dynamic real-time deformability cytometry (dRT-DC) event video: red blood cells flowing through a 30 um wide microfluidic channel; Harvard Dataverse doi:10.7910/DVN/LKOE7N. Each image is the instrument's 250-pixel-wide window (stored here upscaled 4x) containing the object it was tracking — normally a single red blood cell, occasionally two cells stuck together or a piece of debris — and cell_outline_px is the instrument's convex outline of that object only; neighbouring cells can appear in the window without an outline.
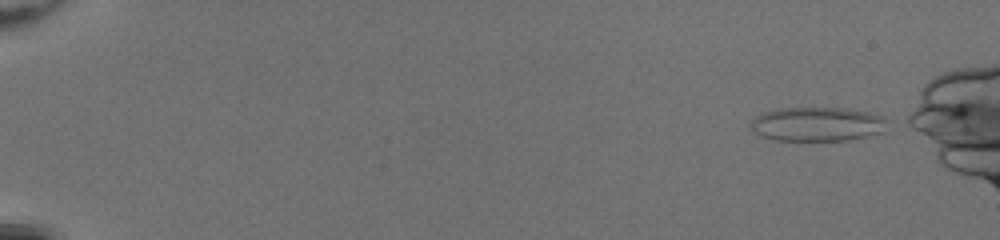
{"species": "common noctule bat (a hibernating species)", "species_latin": "Nyctalus noctula", "temperature_condition": "room temperature", "stored_images_in_passage": 48, "camera_frame_rate_fps": 3000, "um_per_image_px": 0.085, "animal": {"sex": "female", "body_mass_g": 20.0, "forearm_length_mm": 54.0}, "frame": {"image": 1, "passage_image": 1, "time_ms": 0.0, "image_size_px": [1000, 240], "cell_outline_px": [[892, 120], [884, 132], [868, 136], [848, 140], [772, 140], [760, 136], [752, 132], [752, 120], [756, 116], [764, 112], [780, 108], [840, 108], [868, 112], [884, 116]], "centroid_in_image_um": [69.54, 10.56], "position_along_channel_um": 15.5, "area_um2": 27.51}}
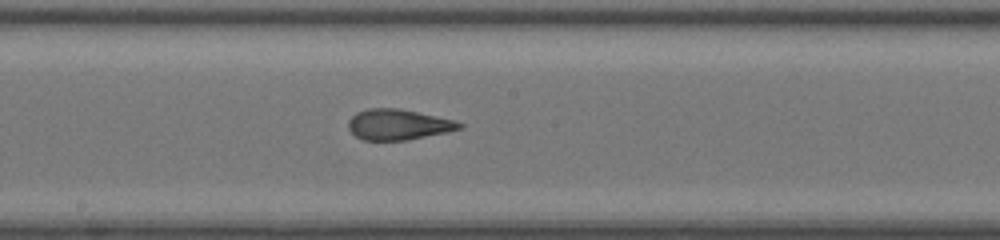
{"frame": {"image": 2, "passage_image": 27, "time_ms": 8.667, "image_size_px": [1000, 240], "cell_outline_px": [[464, 128], [448, 132], [408, 140], [364, 140], [356, 136], [348, 128], [348, 120], [356, 112], [368, 108], [400, 108], [456, 120], [464, 124]], "centroid_in_image_um": [33.89, 10.58], "position_along_channel_um": 214.3, "area_um2": 20.06}}
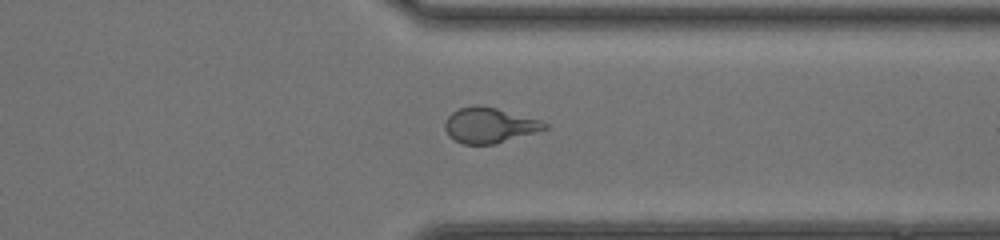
{"frame": {"image": 3, "passage_image": 38, "time_ms": 12.333, "image_size_px": [1000, 240], "cell_outline_px": [[548, 128], [496, 144], [464, 144], [448, 136], [444, 128], [444, 124], [448, 116], [452, 112], [460, 108], [476, 104], [496, 108], [540, 120], [548, 124]], "centroid_in_image_um": [41.57, 10.65], "position_along_channel_um": 369.8, "area_um2": 20.4}, "authors_computed_cell_mechanics": {"area_um2": 21.5016, "velocity_mm_per_s": 4.2513, "shape_relaxation_time_tau1_ms": null, "shape_relaxation_time_tau2_ms": 0.8231, "deformation_change_tau1": null, "deformation_change_tau2": 0.0916}}